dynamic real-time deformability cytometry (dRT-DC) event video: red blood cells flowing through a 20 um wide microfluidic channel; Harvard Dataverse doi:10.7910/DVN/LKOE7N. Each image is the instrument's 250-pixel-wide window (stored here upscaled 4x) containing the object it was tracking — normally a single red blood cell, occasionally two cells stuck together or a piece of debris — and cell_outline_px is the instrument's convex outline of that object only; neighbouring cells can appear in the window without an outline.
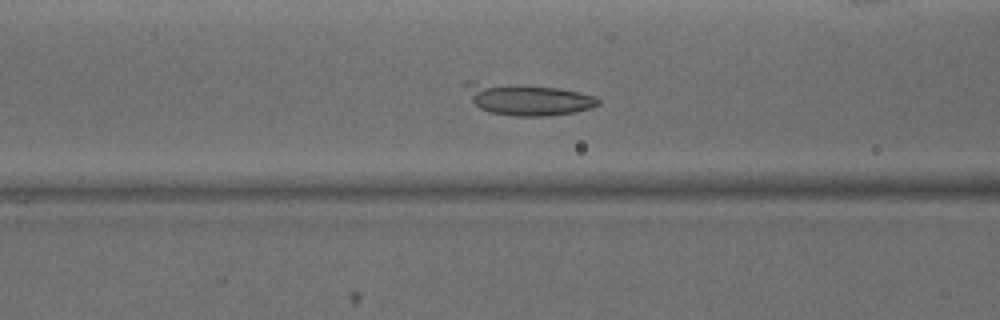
{"species": "common noctule bat (a hibernating species)", "species_latin": "Nyctalus noctula", "temperature_condition": "warm", "stored_images_in_passage": 48, "camera_frame_rate_fps": 3000, "um_per_image_px": 0.085, "animal": {"sex": "male", "body_mass_g": 15.6}, "frame": {"image": 1, "passage_image": 18, "time_ms": 5.667, "image_size_px": [1000, 320], "cell_outline_px": [[600, 104], [592, 108], [576, 112], [548, 116], [516, 116], [492, 112], [480, 108], [472, 100], [464, 84], [464, 80], [476, 80], [556, 88], [580, 92], [596, 96], [600, 100]], "centroid_in_image_um": [44.85, 8.42], "position_along_channel_um": 121.8, "area_um2": 24.57}}
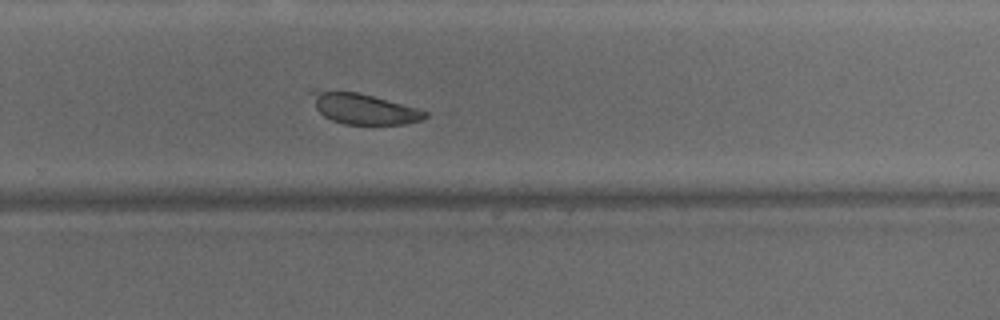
{"frame": {"image": 2, "passage_image": 31, "time_ms": 10.0, "image_size_px": [1000, 320], "cell_outline_px": [[428, 116], [424, 120], [404, 124], [344, 124], [332, 120], [324, 116], [316, 108], [312, 92], [312, 88], [356, 92], [372, 96], [416, 108], [428, 112]], "centroid_in_image_um": [30.91, 9.24], "position_along_channel_um": 298.9, "area_um2": 20.11}}
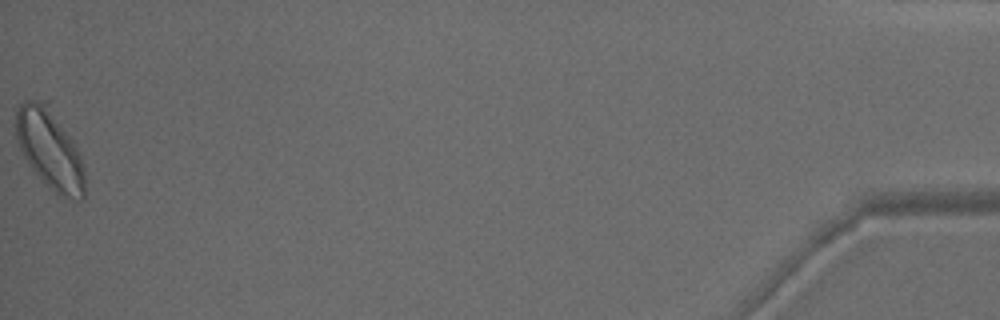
{"frame": {"image": 3, "passage_image": 48, "time_ms": 15.667, "image_size_px": [1000, 320], "cell_outline_px": [[84, 200], [80, 200], [56, 196], [28, 164], [20, 148], [16, 136], [16, 108], [24, 100], [52, 100], [80, 156], [84, 168]], "centroid_in_image_um": [4.24, 12.61], "position_along_channel_um": 431.0, "area_um2": 32.83}, "authors_computed_cell_mechanics": {"area_um2": 23.9292, "velocity_mm_per_s": 4.0902, "shape_relaxation_time_tau1_ms": 4.0377, "shape_relaxation_time_tau2_ms": null, "deformation_change_tau1": 0.0745, "deformation_change_tau2": null}}